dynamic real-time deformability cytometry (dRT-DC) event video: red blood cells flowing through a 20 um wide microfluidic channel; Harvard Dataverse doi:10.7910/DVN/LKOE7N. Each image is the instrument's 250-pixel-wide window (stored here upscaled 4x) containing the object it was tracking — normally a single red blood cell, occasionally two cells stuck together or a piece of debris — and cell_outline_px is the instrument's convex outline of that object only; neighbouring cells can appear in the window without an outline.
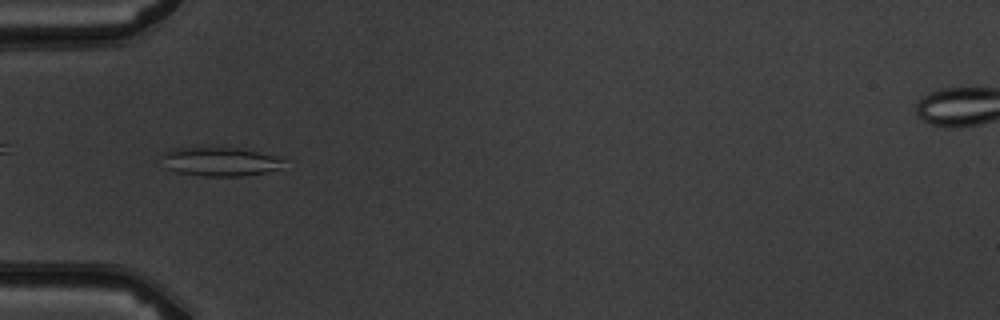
{"species": "common noctule bat (a hibernating species)", "species_latin": "Nyctalus noctula", "temperature_condition": "warm", "stored_images_in_passage": 4, "camera_frame_rate_fps": 3000, "um_per_image_px": 0.085, "animal": {"sex": "male", "body_mass_g": 19.5, "forearm_length_mm": 54.6}, "frame": {"image": 1, "passage_image": 4, "time_ms": 3.667, "image_size_px": [1000, 320], "cell_outline_px": [[284, 160], [280, 168], [268, 172], [244, 176], [204, 176], [176, 172], [168, 168], [160, 156], [160, 152], [172, 148], [236, 148], [284, 156]], "centroid_in_image_um": [18.72, 13.73], "position_along_channel_um": 66.3, "area_um2": 20.75}}